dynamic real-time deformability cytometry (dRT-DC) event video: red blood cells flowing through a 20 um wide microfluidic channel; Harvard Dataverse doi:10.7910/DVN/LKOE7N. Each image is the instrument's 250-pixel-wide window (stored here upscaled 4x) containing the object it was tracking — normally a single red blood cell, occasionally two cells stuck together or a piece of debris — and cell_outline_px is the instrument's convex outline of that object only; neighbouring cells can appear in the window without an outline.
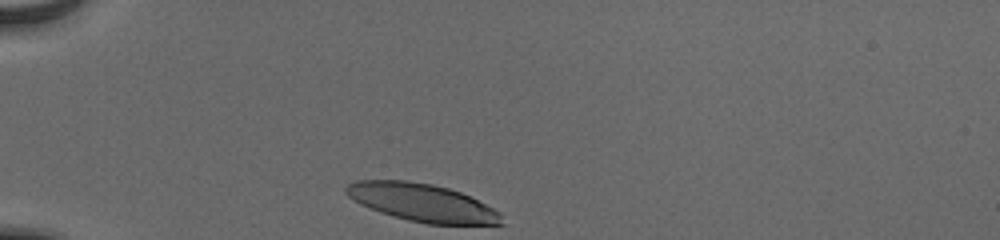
{"species": "human", "species_latin": "Homo sapiens", "temperature_condition": "cold", "stored_images_in_passage": 31, "camera_frame_rate_fps": 3000, "um_per_image_px": 0.085, "donor": {"sex": "male"}, "frame": {"image": 1, "passage_image": 1, "time_ms": 0.0, "image_size_px": [1000, 240], "cell_outline_px": [[504, 224], [428, 224], [408, 220], [392, 216], [380, 212], [360, 204], [348, 196], [344, 192], [344, 188], [348, 184], [356, 180], [408, 180], [432, 184], [448, 188], [460, 192], [500, 212]], "centroid_in_image_um": [35.83, 17.21], "position_along_channel_um": 49.2, "area_um2": 34.1}}
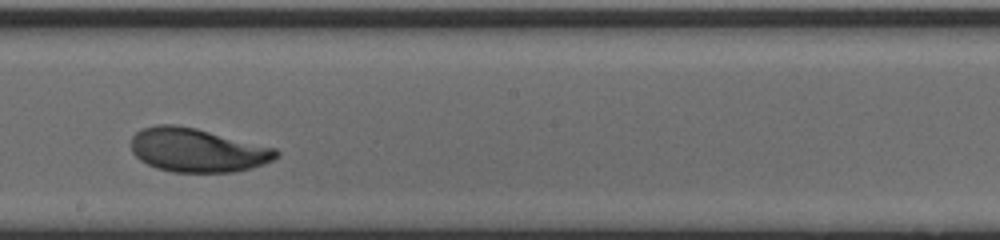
{"frame": {"image": 2, "passage_image": 18, "time_ms": 5.667, "image_size_px": [1000, 240], "cell_outline_px": [[280, 156], [264, 164], [252, 168], [236, 172], [172, 172], [156, 168], [140, 160], [132, 152], [132, 136], [140, 128], [156, 124], [176, 124], [196, 128], [276, 148], [280, 152]], "centroid_in_image_um": [16.78, 12.76], "position_along_channel_um": 231.4, "area_um2": 37.28}}
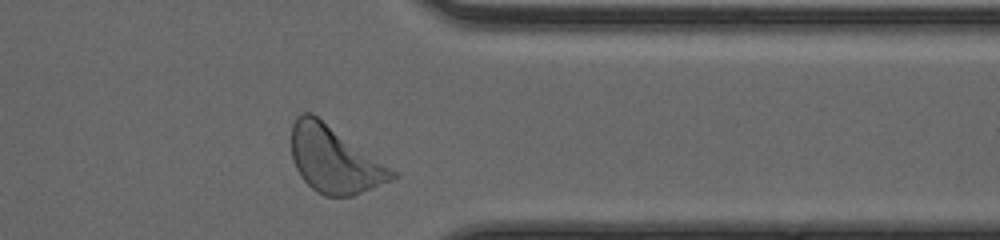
{"frame": {"image": 3, "passage_image": 30, "time_ms": 9.667, "image_size_px": [1000, 240], "cell_outline_px": [[400, 176], [392, 180], [352, 196], [324, 196], [316, 192], [300, 176], [292, 160], [292, 124], [296, 116], [304, 112], [312, 112], [396, 172]], "centroid_in_image_um": [28.39, 13.57], "position_along_channel_um": 383.0, "area_um2": 38.73}, "authors_computed_cell_mechanics": {"area_um2": 36.7608, "velocity_mm_per_s": 3.839, "shape_relaxation_time_tau1_ms": 2.5802, "shape_relaxation_time_tau2_ms": null, "deformation_change_tau1": 0.1417, "deformation_change_tau2": null}}